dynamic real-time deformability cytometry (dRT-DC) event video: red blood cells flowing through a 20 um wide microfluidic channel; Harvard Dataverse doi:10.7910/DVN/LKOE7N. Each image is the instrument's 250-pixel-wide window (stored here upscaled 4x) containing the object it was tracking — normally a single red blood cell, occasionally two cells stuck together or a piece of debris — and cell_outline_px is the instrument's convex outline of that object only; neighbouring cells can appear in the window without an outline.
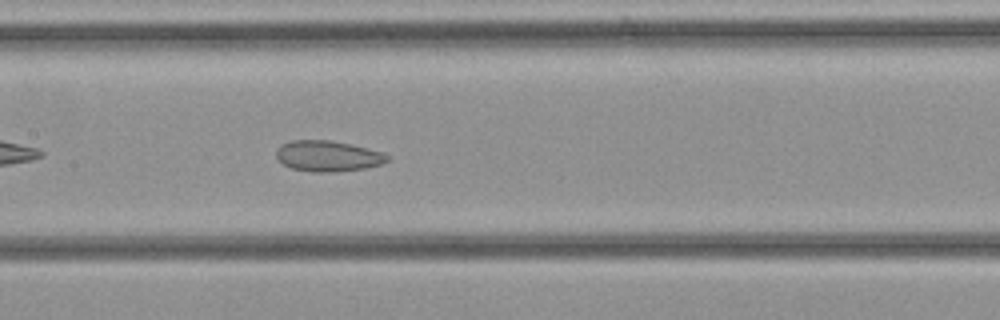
{"species": "common noctule bat (a hibernating species)", "species_latin": "Nyctalus noctula", "temperature_condition": "cold", "stored_images_in_passage": 23, "camera_frame_rate_fps": 3000, "um_per_image_px": 0.085, "animal": {"sex": "female", "body_mass_g": 21.9}, "frame": {"image": 1, "passage_image": 7, "time_ms": 2.0, "image_size_px": [1000, 320], "cell_outline_px": [[388, 160], [380, 164], [364, 168], [324, 172], [312, 172], [292, 168], [284, 164], [276, 156], [276, 148], [280, 144], [292, 140], [332, 140], [352, 144], [384, 152], [388, 156]], "centroid_in_image_um": [27.84, 13.24], "position_along_channel_um": 179.6, "area_um2": 19.83}}
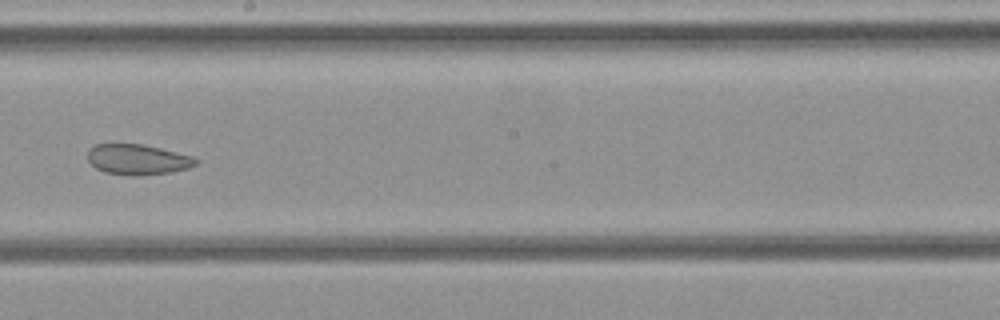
{"frame": {"image": 2, "passage_image": 10, "time_ms": 3.0, "image_size_px": [1000, 320], "cell_outline_px": [[200, 160], [196, 164], [188, 168], [172, 172], [136, 176], [132, 176], [104, 172], [96, 168], [88, 160], [88, 148], [96, 144], [144, 144], [192, 156]], "centroid_in_image_um": [11.7, 13.56], "position_along_channel_um": 236.5, "area_um2": 19.25}}